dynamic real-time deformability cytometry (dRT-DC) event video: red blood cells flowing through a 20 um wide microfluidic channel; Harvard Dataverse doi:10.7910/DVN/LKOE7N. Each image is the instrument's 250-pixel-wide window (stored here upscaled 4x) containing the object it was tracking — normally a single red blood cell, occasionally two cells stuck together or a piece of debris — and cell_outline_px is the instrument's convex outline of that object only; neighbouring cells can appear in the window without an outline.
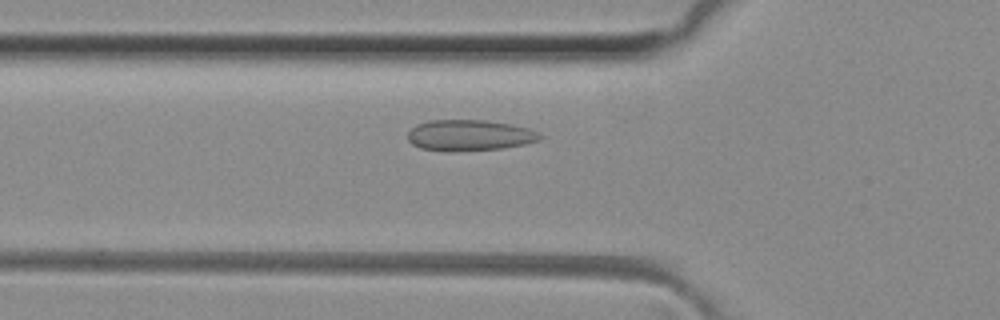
{"species": "common noctule bat (a hibernating species)", "species_latin": "Nyctalus noctula", "temperature_condition": "room temperature", "stored_images_in_passage": 34, "camera_frame_rate_fps": 3000, "um_per_image_px": 0.085, "animal": {"sex": "female", "body_mass_g": 29.2, "forearm_length_mm": 56.3}, "frame": {"image": 1, "passage_image": 6, "time_ms": 1.667, "image_size_px": [1000, 320], "cell_outline_px": [[544, 136], [540, 140], [524, 144], [504, 148], [420, 148], [412, 144], [408, 140], [408, 132], [416, 124], [428, 120], [484, 120], [512, 124], [528, 128], [540, 132]], "centroid_in_image_um": [39.97, 11.44], "position_along_channel_um": 85.8, "area_um2": 22.95}}
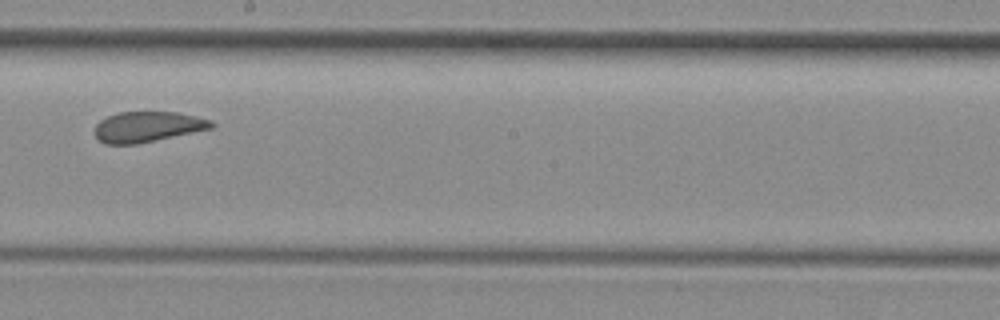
{"frame": {"image": 2, "passage_image": 17, "time_ms": 5.333, "image_size_px": [1000, 320], "cell_outline_px": [[216, 124], [212, 128], [136, 144], [104, 144], [92, 132], [96, 124], [100, 120], [108, 116], [120, 112], [180, 112], [212, 120]], "centroid_in_image_um": [12.53, 10.77], "position_along_channel_um": 235.7, "area_um2": 20.75}}
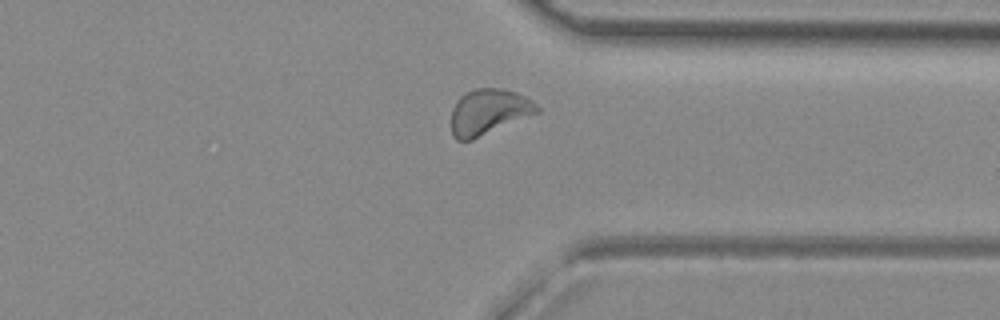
{"frame": {"image": 3, "passage_image": 27, "time_ms": 8.667, "image_size_px": [1000, 320], "cell_outline_px": [[540, 112], [472, 140], [456, 140], [452, 136], [452, 108], [456, 100], [460, 96], [476, 88], [500, 88], [516, 92], [532, 100], [540, 108]], "centroid_in_image_um": [41.54, 9.51], "position_along_channel_um": 369.9, "area_um2": 22.83}, "authors_computed_cell_mechanics": {"area_um2": 21.7328, "velocity_mm_per_s": 4.0781, "shape_relaxation_time_tau1_ms": null, "shape_relaxation_time_tau2_ms": 1.2859, "deformation_change_tau1": null, "deformation_change_tau2": 0.0719}}